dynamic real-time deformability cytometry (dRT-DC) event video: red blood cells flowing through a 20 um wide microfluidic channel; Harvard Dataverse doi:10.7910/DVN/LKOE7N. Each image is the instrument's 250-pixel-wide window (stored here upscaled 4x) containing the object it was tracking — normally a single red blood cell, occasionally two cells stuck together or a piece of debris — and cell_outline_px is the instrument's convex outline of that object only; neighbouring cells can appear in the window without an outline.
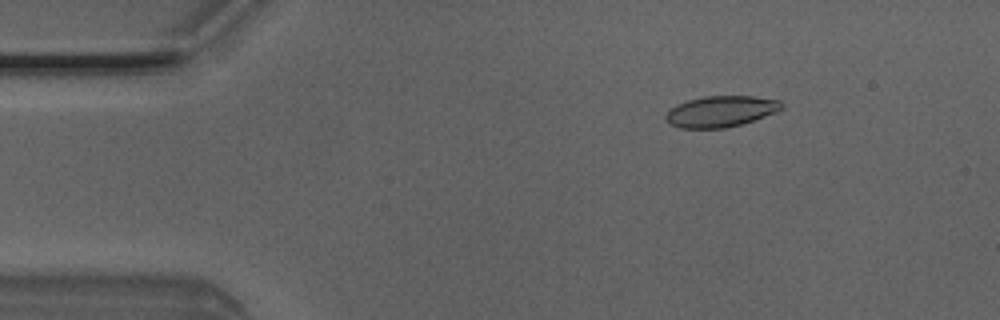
{"species": "Egyptian fruit bat (a non-hibernating species)", "species_latin": "Rousettus aegyptiacus", "temperature_condition": "room temperature", "stored_images_in_passage": 4, "camera_frame_rate_fps": 3000, "um_per_image_px": 0.085, "animal": {"sex": "male"}, "frame": {"image": 1, "passage_image": 2, "time_ms": 0.333, "image_size_px": [1000, 320], "cell_outline_px": [[784, 108], [776, 112], [740, 124], [724, 128], [680, 128], [668, 124], [664, 120], [664, 116], [676, 104], [688, 100], [704, 96], [752, 96], [780, 100], [784, 104]], "centroid_in_image_um": [61.25, 9.46], "position_along_channel_um": 23.8, "area_um2": 20.98}}